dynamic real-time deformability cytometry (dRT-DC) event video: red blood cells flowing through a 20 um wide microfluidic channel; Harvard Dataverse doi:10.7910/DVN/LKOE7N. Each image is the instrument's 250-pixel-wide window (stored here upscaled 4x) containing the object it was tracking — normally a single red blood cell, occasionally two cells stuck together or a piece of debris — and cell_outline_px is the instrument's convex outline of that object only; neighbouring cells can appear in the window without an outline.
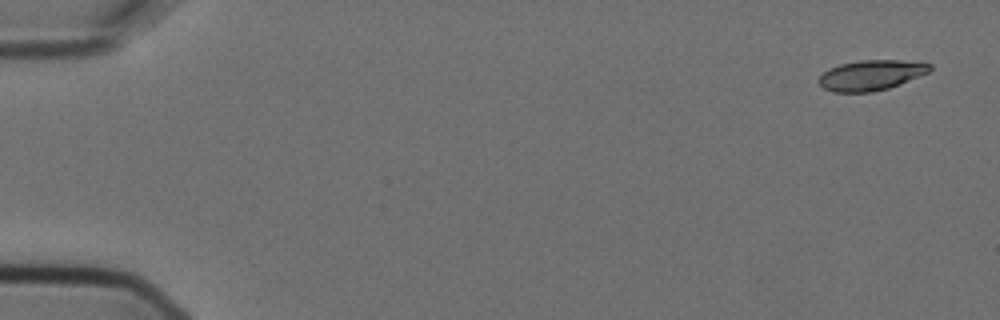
{"species": "Egyptian fruit bat (a non-hibernating species)", "species_latin": "Rousettus aegyptiacus", "temperature_condition": "cold", "stored_images_in_passage": 4, "camera_frame_rate_fps": 3000, "um_per_image_px": 0.085, "animal": {"sex": "female"}, "frame": {"image": 1, "passage_image": 1, "time_ms": 0.0, "image_size_px": [1000, 320], "cell_outline_px": [[932, 68], [928, 72], [900, 84], [888, 88], [868, 92], [832, 92], [824, 88], [816, 80], [828, 68], [840, 64], [860, 60], [900, 60], [932, 64]], "centroid_in_image_um": [74.0, 6.38], "position_along_channel_um": 11.0, "area_um2": 19.48}}